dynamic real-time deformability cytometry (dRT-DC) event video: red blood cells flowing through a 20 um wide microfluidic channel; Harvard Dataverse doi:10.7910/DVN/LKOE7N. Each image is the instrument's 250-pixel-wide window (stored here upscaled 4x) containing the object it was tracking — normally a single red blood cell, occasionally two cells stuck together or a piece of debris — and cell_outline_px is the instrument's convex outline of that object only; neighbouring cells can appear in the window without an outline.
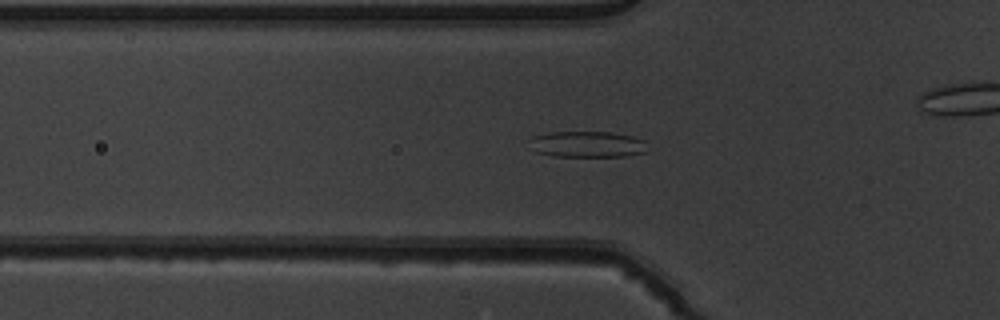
{"species": "common noctule bat (a hibernating species)", "species_latin": "Nyctalus noctula", "temperature_condition": "warm", "stored_images_in_passage": 53, "camera_frame_rate_fps": 3000, "um_per_image_px": 0.085, "animal": {"sex": "male", "body_mass_g": 19.5, "forearm_length_mm": 54.6}, "frame": {"image": 1, "passage_image": 18, "time_ms": 5.667, "image_size_px": [1000, 320], "cell_outline_px": [[644, 152], [624, 156], [552, 156], [536, 152], [528, 140], [532, 136], [552, 132], [612, 132], [632, 136], [644, 140]], "centroid_in_image_um": [49.87, 12.25], "position_along_channel_um": 75.9, "area_um2": 17.74}}
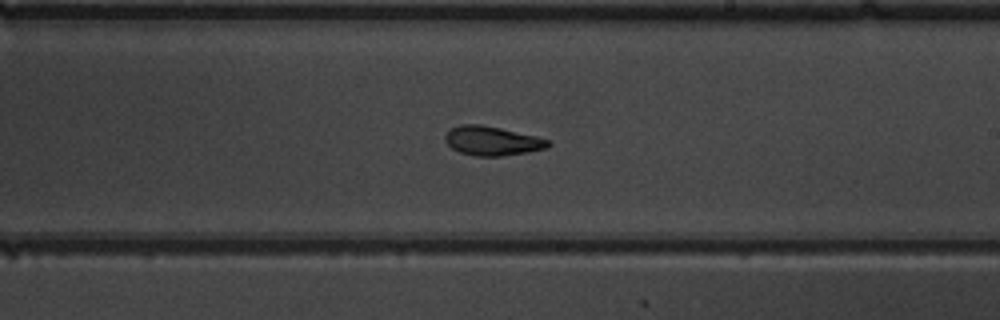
{"frame": {"image": 2, "passage_image": 31, "time_ms": 10.0, "image_size_px": [1000, 320], "cell_outline_px": [[552, 144], [548, 148], [528, 152], [500, 156], [476, 156], [460, 152], [452, 148], [444, 140], [444, 136], [452, 128], [460, 124], [480, 124], [500, 128], [536, 136], [548, 140]], "centroid_in_image_um": [41.84, 11.97], "position_along_channel_um": 247.2, "area_um2": 17.46}}
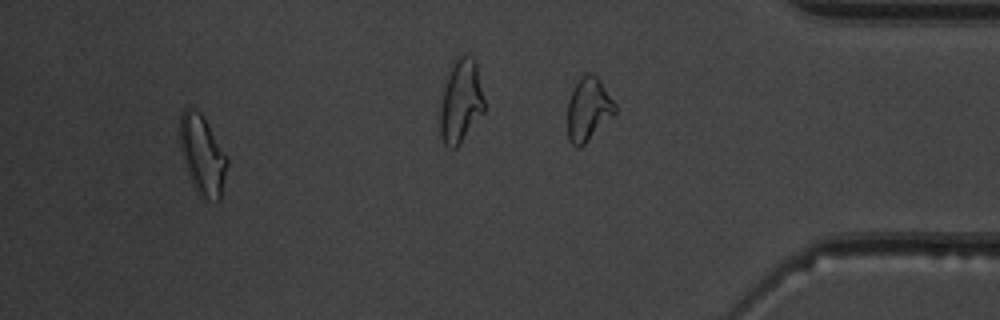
{"frame": {"image": 3, "passage_image": 49, "time_ms": 16.0, "image_size_px": [1000, 320], "cell_outline_px": [[228, 164], [220, 200], [208, 200], [196, 192], [192, 184], [180, 148], [180, 112], [184, 108], [188, 108], [200, 112], [204, 116], [228, 160]], "centroid_in_image_um": [17.2, 13.17], "position_along_channel_um": 418.0, "area_um2": 21.62}, "authors_computed_cell_mechanics": {"area_um2": 18.7272, "velocity_mm_per_s": 3.9546, "shape_relaxation_time_tau1_ms": null, "shape_relaxation_time_tau2_ms": 2.464, "deformation_change_tau1": null, "deformation_change_tau2": 0.1026}}